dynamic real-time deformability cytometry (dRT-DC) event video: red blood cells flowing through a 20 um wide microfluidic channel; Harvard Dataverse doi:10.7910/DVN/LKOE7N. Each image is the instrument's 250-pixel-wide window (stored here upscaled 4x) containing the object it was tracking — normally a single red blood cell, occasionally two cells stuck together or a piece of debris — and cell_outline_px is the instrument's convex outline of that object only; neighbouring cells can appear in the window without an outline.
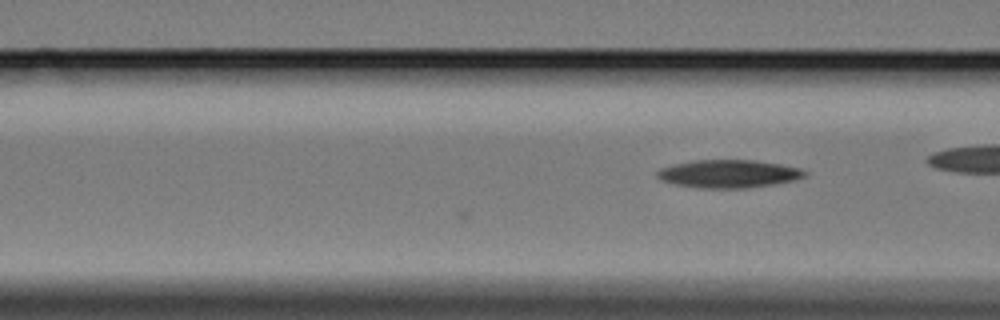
{"species": "Egyptian fruit bat (a non-hibernating species)", "species_latin": "Rousettus aegyptiacus", "temperature_condition": "cold", "stored_images_in_passage": 11, "camera_frame_rate_fps": 3000, "um_per_image_px": 0.085, "animal": {"sex": "female"}, "frame": {"image": 1, "passage_image": 11, "time_ms": 3.333, "image_size_px": [1000, 320], "cell_outline_px": [[808, 172], [804, 176], [792, 180], [772, 184], [744, 188], [696, 188], [676, 184], [660, 180], [656, 176], [656, 172], [660, 168], [672, 164], [692, 160], [756, 160], [780, 164], [800, 168]], "centroid_in_image_um": [61.87, 14.76], "position_along_channel_um": 104.7, "area_um2": 24.04}}